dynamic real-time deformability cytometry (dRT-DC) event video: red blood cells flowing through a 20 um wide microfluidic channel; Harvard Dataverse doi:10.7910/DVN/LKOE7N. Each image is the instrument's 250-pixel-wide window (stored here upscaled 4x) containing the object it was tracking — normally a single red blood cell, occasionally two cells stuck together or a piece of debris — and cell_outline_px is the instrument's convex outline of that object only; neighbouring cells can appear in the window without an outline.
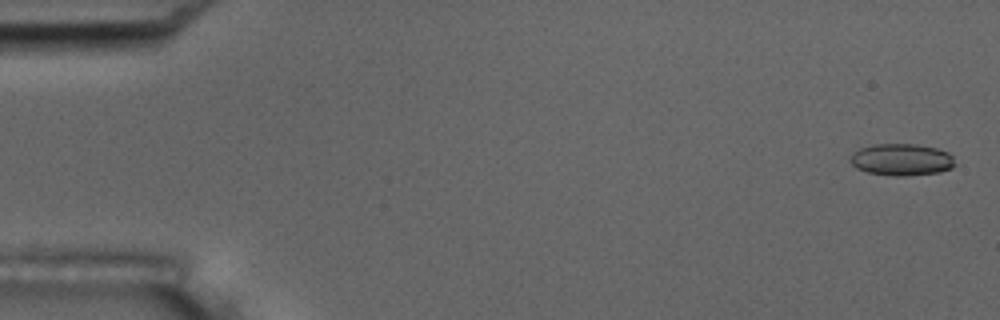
{"species": "common noctule bat (a hibernating species)", "species_latin": "Nyctalus noctula", "temperature_condition": "room temperature", "stored_images_in_passage": 56, "camera_frame_rate_fps": 3000, "um_per_image_px": 0.085, "animal": {"sex": "male", "body_mass_g": 17.5, "forearm_length_mm": 52.3}, "frame": {"image": 1, "passage_image": 2, "time_ms": 0.333, "image_size_px": [1000, 320], "cell_outline_px": [[956, 164], [952, 168], [940, 172], [908, 176], [892, 176], [868, 172], [856, 168], [848, 160], [852, 152], [860, 148], [872, 144], [916, 144], [936, 148], [948, 152], [952, 156]], "centroid_in_image_um": [76.62, 13.57], "position_along_channel_um": 8.4, "area_um2": 19.71}}
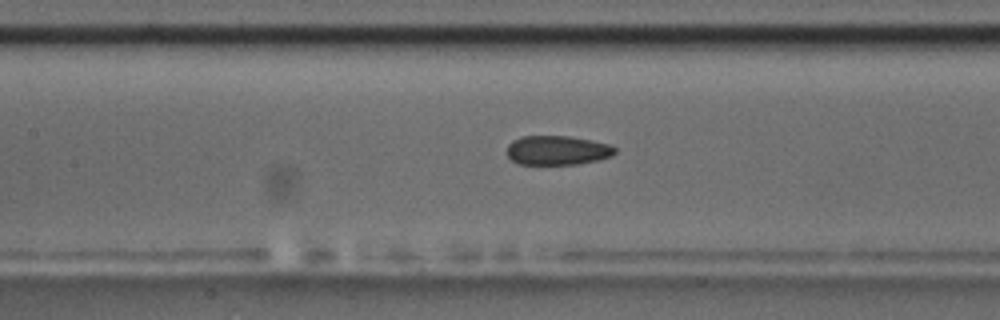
{"frame": {"image": 2, "passage_image": 26, "time_ms": 8.333, "image_size_px": [1000, 320], "cell_outline_px": [[616, 152], [612, 156], [596, 160], [576, 164], [520, 164], [512, 160], [508, 156], [508, 144], [512, 140], [520, 136], [568, 136], [592, 140], [608, 144], [616, 148]], "centroid_in_image_um": [47.37, 12.77], "position_along_channel_um": 160.0, "area_um2": 18.38}}
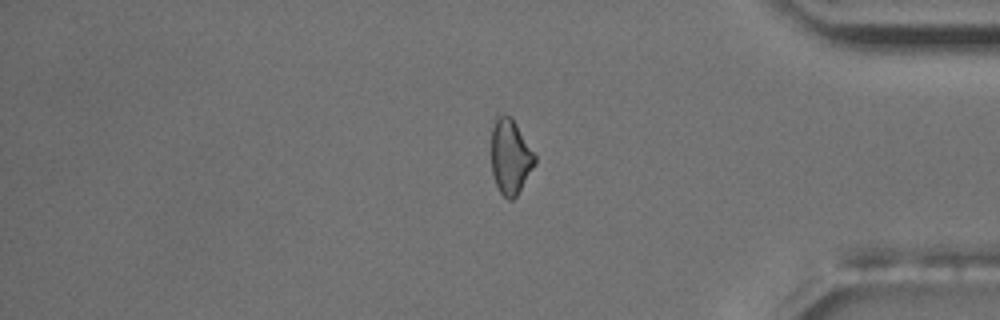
{"frame": {"image": 3, "passage_image": 47, "time_ms": 15.333, "image_size_px": [1000, 320], "cell_outline_px": [[536, 164], [516, 196], [512, 200], [508, 200], [500, 192], [496, 184], [492, 172], [492, 128], [496, 112], [512, 116], [536, 156]], "centroid_in_image_um": [43.38, 13.27], "position_along_channel_um": 391.8, "area_um2": 19.19}, "authors_computed_cell_mechanics": {"area_um2": 19.3341, "velocity_mm_per_s": 3.6402, "shape_relaxation_time_tau1_ms": 9.0118, "shape_relaxation_time_tau2_ms": 2.6895, "deformation_change_tau1": 0.1238, "deformation_change_tau2": 0.0953}}